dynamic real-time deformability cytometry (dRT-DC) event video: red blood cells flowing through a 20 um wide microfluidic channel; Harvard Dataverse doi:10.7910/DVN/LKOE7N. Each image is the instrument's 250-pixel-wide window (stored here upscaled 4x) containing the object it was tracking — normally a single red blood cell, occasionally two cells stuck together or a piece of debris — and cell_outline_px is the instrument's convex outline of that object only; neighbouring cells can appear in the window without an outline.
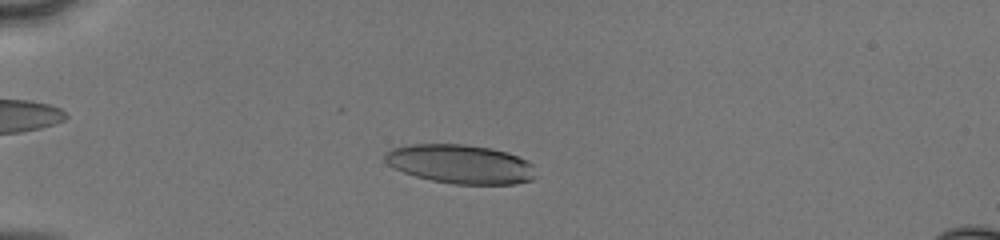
{"species": "human", "species_latin": "Homo sapiens", "temperature_condition": "cold", "stored_images_in_passage": 49, "camera_frame_rate_fps": 3000, "um_per_image_px": 0.085, "donor": {"sex": "male"}, "frame": {"image": 1, "passage_image": 13, "time_ms": 4.0, "image_size_px": [1000, 240], "cell_outline_px": [[536, 176], [532, 180], [516, 184], [456, 184], [432, 180], [416, 176], [404, 172], [388, 164], [384, 160], [384, 156], [392, 148], [412, 144], [464, 144], [492, 148], [508, 152], [528, 160], [532, 164]], "centroid_in_image_um": [39.18, 13.94], "position_along_channel_um": 45.8, "area_um2": 34.28}}
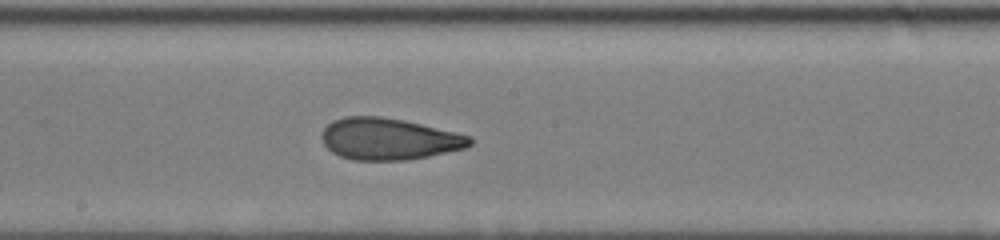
{"frame": {"image": 2, "passage_image": 28, "time_ms": 9.0, "image_size_px": [1000, 240], "cell_outline_px": [[472, 144], [464, 148], [428, 156], [408, 160], [352, 160], [340, 156], [332, 152], [324, 144], [320, 136], [324, 128], [332, 120], [344, 116], [380, 116], [404, 120], [456, 132], [472, 136]], "centroid_in_image_um": [33.03, 11.8], "position_along_channel_um": 215.2, "area_um2": 36.07}}
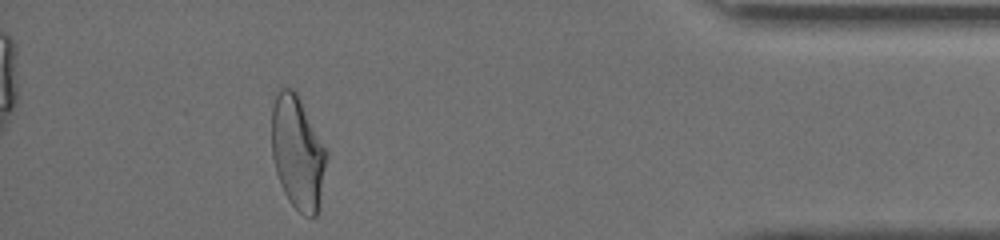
{"frame": {"image": 3, "passage_image": 45, "time_ms": 14.667, "image_size_px": [1000, 240], "cell_outline_px": [[328, 156], [316, 216], [304, 216], [288, 200], [280, 184], [276, 172], [272, 156], [272, 108], [276, 92], [280, 88], [292, 88], [296, 92], [328, 152]], "centroid_in_image_um": [25.29, 12.96], "position_along_channel_um": 409.9, "area_um2": 35.95}, "authors_computed_cell_mechanics": {"area_um2": 36.0672, "velocity_mm_per_s": 4.143, "shape_relaxation_time_tau1_ms": 5.0585, "shape_relaxation_time_tau2_ms": 1.514, "deformation_change_tau1": 0.1733, "deformation_change_tau2": 0.0877}}